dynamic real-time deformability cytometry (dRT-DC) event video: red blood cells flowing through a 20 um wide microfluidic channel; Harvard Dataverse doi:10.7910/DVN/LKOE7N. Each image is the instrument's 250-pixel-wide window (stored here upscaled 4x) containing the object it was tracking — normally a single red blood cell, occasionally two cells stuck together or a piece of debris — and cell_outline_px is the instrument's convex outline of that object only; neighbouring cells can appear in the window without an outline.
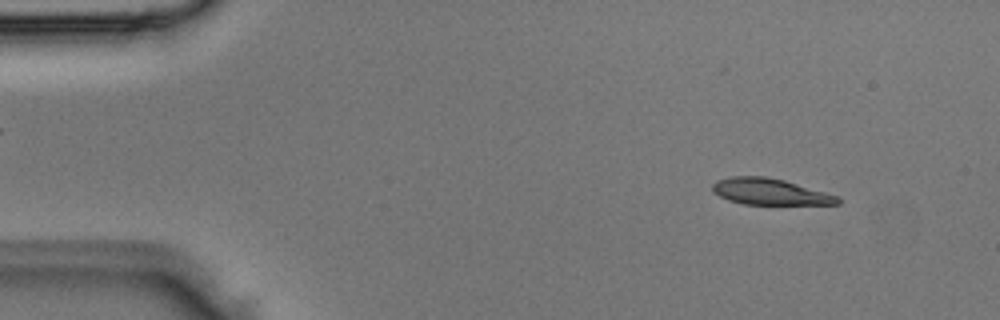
{"species": "Egyptian fruit bat (a non-hibernating species)", "species_latin": "Rousettus aegyptiacus", "temperature_condition": "room temperature", "stored_images_in_passage": 4, "camera_frame_rate_fps": 3000, "um_per_image_px": 0.085, "animal": {"sex": "male"}, "frame": {"image": 1, "passage_image": 1, "time_ms": 0.0, "image_size_px": [1000, 320], "cell_outline_px": [[840, 204], [744, 204], [728, 200], [712, 192], [712, 184], [716, 180], [732, 176], [764, 176], [784, 180], [824, 192], [836, 196], [840, 200]], "centroid_in_image_um": [65.37, 16.29], "position_along_channel_um": 19.6, "area_um2": 18.96}}
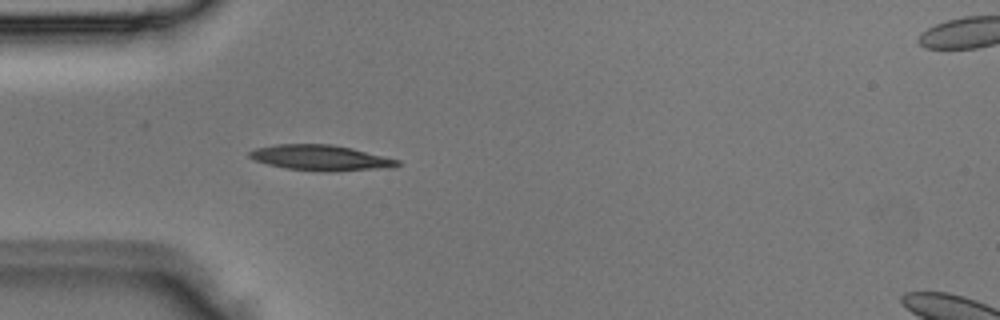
{"frame": {"image": 2, "passage_image": 3, "time_ms": 0.667, "image_size_px": [1000, 320], "cell_outline_px": [[400, 164], [392, 168], [336, 172], [324, 172], [284, 168], [268, 164], [256, 160], [248, 156], [248, 152], [256, 148], [276, 144], [332, 144], [352, 148], [400, 160]], "centroid_in_image_um": [27.3, 13.42], "position_along_channel_um": 57.7, "area_um2": 22.25}}